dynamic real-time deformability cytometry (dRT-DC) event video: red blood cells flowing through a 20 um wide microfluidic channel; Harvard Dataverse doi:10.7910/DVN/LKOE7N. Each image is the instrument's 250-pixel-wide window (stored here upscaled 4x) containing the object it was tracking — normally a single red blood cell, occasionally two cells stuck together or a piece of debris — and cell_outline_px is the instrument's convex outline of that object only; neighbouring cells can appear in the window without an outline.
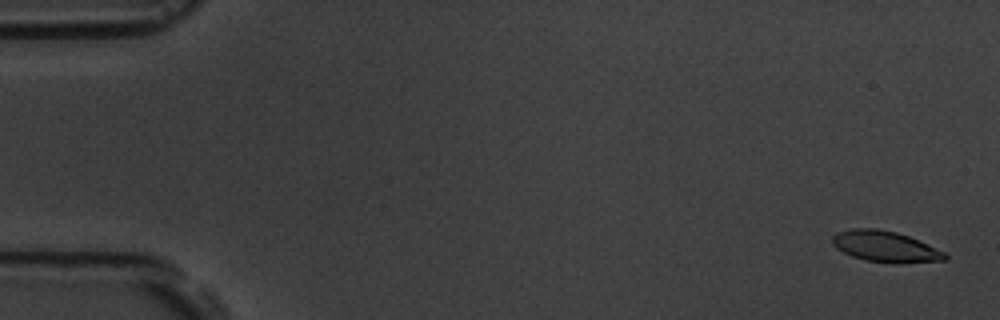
{"species": "common noctule bat (a hibernating species)", "species_latin": "Nyctalus noctula", "temperature_condition": "room temperature", "stored_images_in_passage": 6, "camera_frame_rate_fps": 3000, "um_per_image_px": 0.085, "animal": {"sex": "male", "body_mass_g": 19.5, "forearm_length_mm": 54.6}, "frame": {"image": 1, "passage_image": 1, "time_ms": 0.0, "image_size_px": [1000, 320], "cell_outline_px": [[948, 260], [900, 264], [896, 264], [864, 260], [852, 256], [836, 248], [832, 244], [832, 236], [836, 232], [852, 228], [876, 228], [896, 232], [908, 236], [944, 252], [948, 256]], "centroid_in_image_um": [75.23, 20.97], "position_along_channel_um": 9.8, "area_um2": 20.46}}
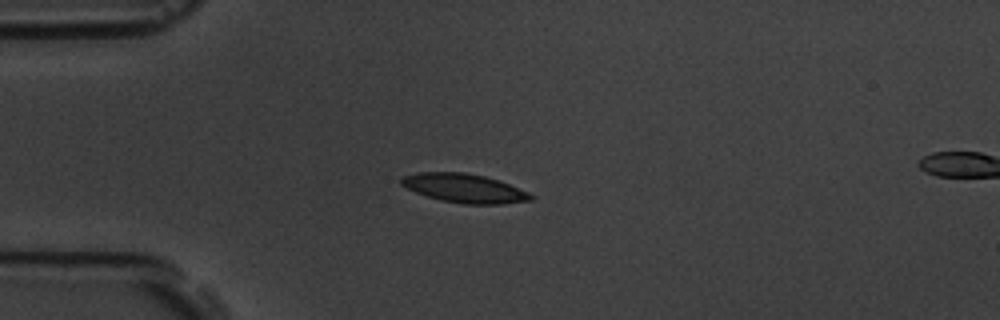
{"frame": {"image": 2, "passage_image": 5, "time_ms": 4.333, "image_size_px": [1000, 320], "cell_outline_px": [[536, 196], [532, 200], [504, 204], [464, 204], [440, 200], [416, 192], [400, 184], [400, 180], [404, 176], [416, 172], [464, 172], [484, 176], [508, 184], [528, 192]], "centroid_in_image_um": [39.48, 16.0], "position_along_channel_um": 45.5, "area_um2": 21.68}}